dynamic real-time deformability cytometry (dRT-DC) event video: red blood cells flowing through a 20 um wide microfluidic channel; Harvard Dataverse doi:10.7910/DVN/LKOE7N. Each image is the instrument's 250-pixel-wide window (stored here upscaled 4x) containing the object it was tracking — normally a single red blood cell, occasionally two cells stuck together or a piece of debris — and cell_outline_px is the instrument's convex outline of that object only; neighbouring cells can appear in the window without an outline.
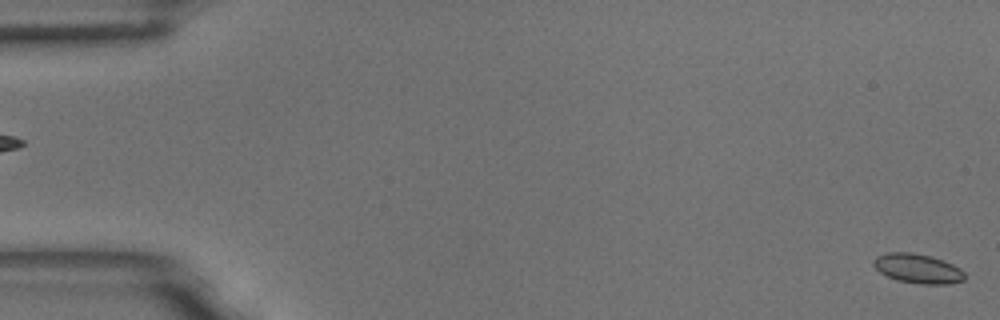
{"species": "common noctule bat (a hibernating species)", "species_latin": "Nyctalus noctula", "temperature_condition": "room temperature", "stored_images_in_passage": 2, "segment_of_instrument_passage": [2, 2], "camera_frame_rate_fps": 3000, "um_per_image_px": 0.085, "animal": {"sex": "male", "body_mass_g": 18.8}, "frame": {"image": 1, "passage_image": 2, "time_ms": 0.333, "image_size_px": [1000, 320], "cell_outline_px": [[964, 280], [948, 284], [920, 284], [896, 280], [880, 272], [872, 264], [872, 260], [876, 256], [888, 252], [912, 252], [932, 256], [952, 264], [960, 268], [964, 272]], "centroid_in_image_um": [77.99, 22.82], "position_along_channel_um": 7.0, "area_um2": 15.72}}